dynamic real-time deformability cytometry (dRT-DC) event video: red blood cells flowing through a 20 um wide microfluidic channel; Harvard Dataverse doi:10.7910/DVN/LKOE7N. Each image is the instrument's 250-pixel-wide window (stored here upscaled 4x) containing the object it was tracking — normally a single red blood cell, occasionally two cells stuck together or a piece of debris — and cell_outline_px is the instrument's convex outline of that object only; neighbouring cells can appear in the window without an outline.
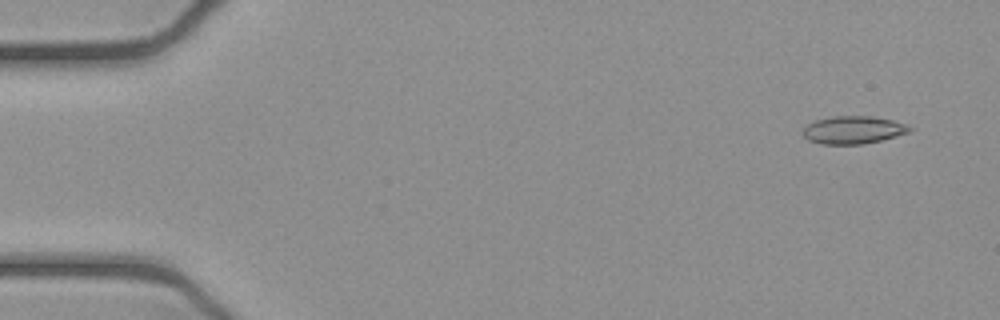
{"species": "common noctule bat (a hibernating species)", "species_latin": "Nyctalus noctula", "temperature_condition": "cold", "stored_images_in_passage": 53, "camera_frame_rate_fps": 3000, "um_per_image_px": 0.085, "animal": {"sex": "female", "body_mass_g": 21.9}, "frame": {"image": 1, "passage_image": 3, "time_ms": 0.667, "image_size_px": [1000, 320], "cell_outline_px": [[912, 128], [908, 132], [896, 136], [864, 144], [824, 144], [808, 140], [804, 136], [804, 128], [808, 124], [816, 120], [832, 116], [872, 116], [892, 120], [904, 124]], "centroid_in_image_um": [72.51, 11.04], "position_along_channel_um": 12.5, "area_um2": 16.99}}
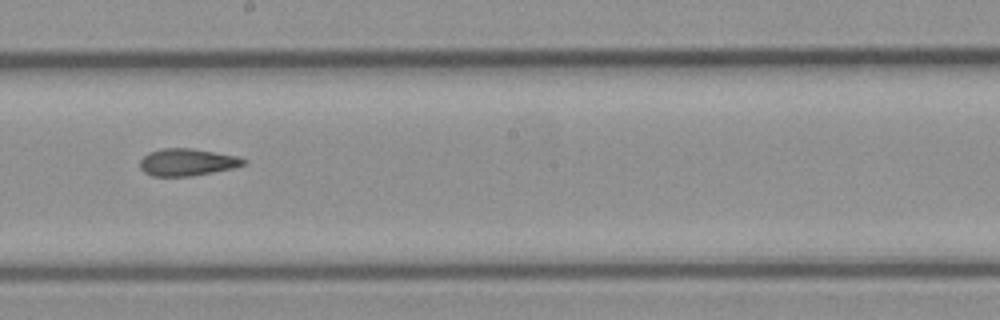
{"frame": {"image": 2, "passage_image": 29, "time_ms": 9.333, "image_size_px": [1000, 320], "cell_outline_px": [[248, 164], [232, 168], [192, 176], [152, 176], [144, 172], [140, 168], [140, 160], [148, 152], [160, 148], [192, 148], [236, 156], [248, 160]], "centroid_in_image_um": [15.9, 13.78], "position_along_channel_um": 232.3, "area_um2": 16.47}}
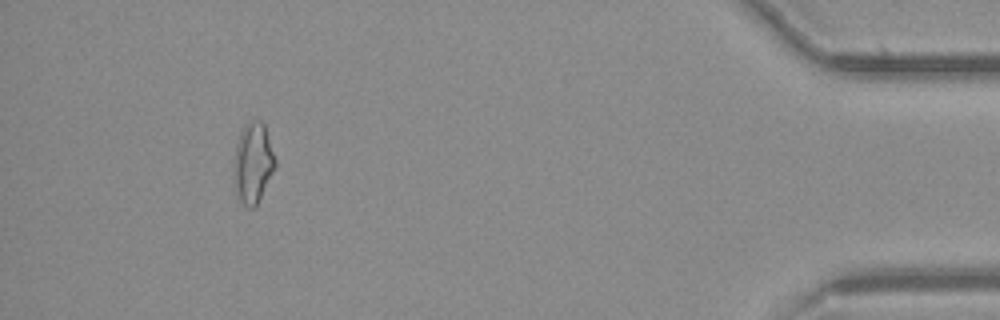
{"frame": {"image": 3, "passage_image": 48, "time_ms": 15.667, "image_size_px": [1000, 320], "cell_outline_px": [[276, 164], [256, 208], [248, 208], [240, 200], [236, 192], [236, 144], [240, 132], [244, 124], [248, 120], [260, 120], [264, 124], [276, 160]], "centroid_in_image_um": [21.54, 13.83], "position_along_channel_um": 413.7, "area_um2": 18.9}}